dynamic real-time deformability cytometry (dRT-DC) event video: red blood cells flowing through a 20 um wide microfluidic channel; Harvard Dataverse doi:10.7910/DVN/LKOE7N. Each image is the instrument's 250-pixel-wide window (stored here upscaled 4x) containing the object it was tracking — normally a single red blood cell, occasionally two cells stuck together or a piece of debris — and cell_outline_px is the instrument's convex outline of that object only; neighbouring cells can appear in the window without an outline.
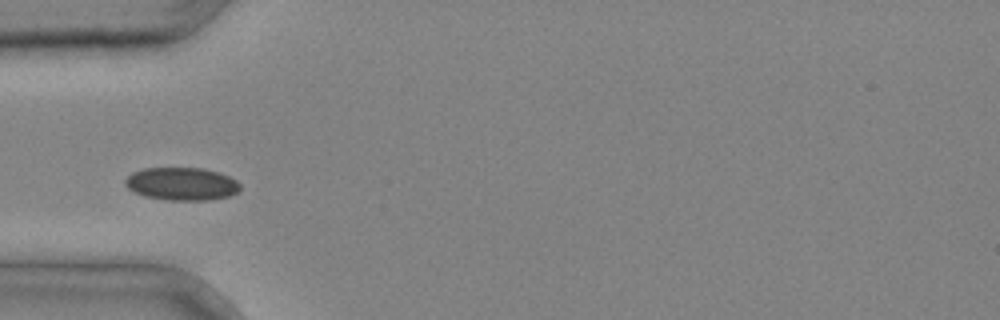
{"species": "common noctule bat (a hibernating species)", "species_latin": "Nyctalus noctula", "temperature_condition": "cold", "stored_images_in_passage": 5, "camera_frame_rate_fps": 3000, "um_per_image_px": 0.085, "animal": {"sex": "male", "body_mass_g": 20.4}, "frame": {"image": 1, "passage_image": 5, "time_ms": 1.333, "image_size_px": [1000, 320], "cell_outline_px": [[240, 188], [236, 192], [228, 196], [212, 200], [168, 200], [144, 196], [128, 188], [124, 184], [124, 180], [132, 172], [144, 168], [204, 168], [220, 172], [236, 180], [240, 184]], "centroid_in_image_um": [15.44, 15.62], "position_along_channel_um": 69.6, "area_um2": 22.08}}